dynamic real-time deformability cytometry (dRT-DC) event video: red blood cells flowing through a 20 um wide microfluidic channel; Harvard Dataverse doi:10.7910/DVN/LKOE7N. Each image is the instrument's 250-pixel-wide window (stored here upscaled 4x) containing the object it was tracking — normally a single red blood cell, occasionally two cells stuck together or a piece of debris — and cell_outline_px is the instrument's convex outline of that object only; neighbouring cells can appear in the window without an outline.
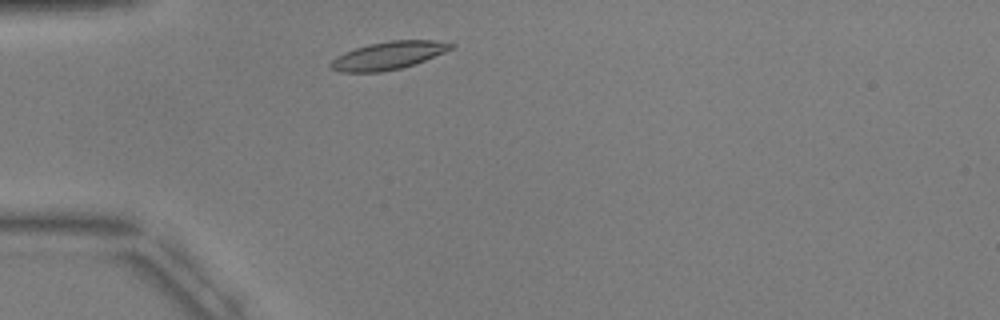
{"species": "common noctule bat (a hibernating species)", "species_latin": "Nyctalus noctula", "temperature_condition": "warm", "stored_images_in_passage": 2, "camera_frame_rate_fps": 3000, "um_per_image_px": 0.085, "animal": {"sex": "male", "body_mass_g": 17.9, "forearm_length_mm": 54.2}, "frame": {"image": 1, "passage_image": 1, "time_ms": 0.0, "image_size_px": [1000, 320], "cell_outline_px": [[456, 44], [452, 48], [444, 52], [424, 60], [400, 68], [380, 72], [340, 72], [332, 68], [328, 64], [336, 56], [344, 52], [368, 44], [392, 40], [432, 40]], "centroid_in_image_um": [32.97, 4.71], "position_along_channel_um": 52.0, "area_um2": 19.25}}